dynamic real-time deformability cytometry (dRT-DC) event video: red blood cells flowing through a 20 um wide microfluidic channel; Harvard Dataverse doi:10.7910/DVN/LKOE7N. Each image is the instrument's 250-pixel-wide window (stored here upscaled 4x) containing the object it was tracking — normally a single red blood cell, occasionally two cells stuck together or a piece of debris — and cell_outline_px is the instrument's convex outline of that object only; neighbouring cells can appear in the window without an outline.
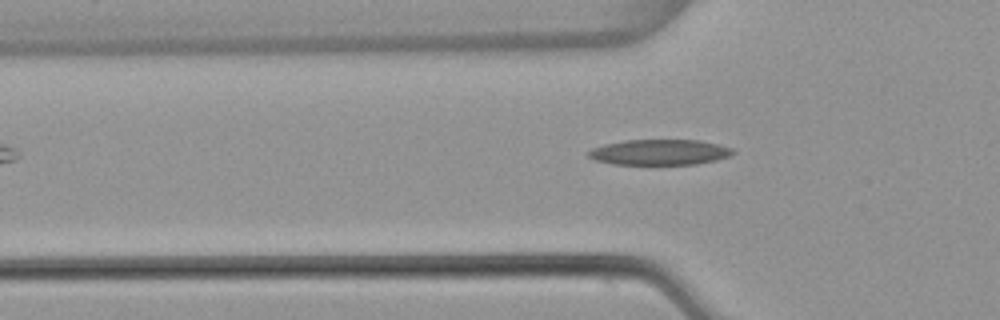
{"species": "common noctule bat (a hibernating species)", "species_latin": "Nyctalus noctula", "temperature_condition": "warm", "stored_images_in_passage": 40, "camera_frame_rate_fps": 3000, "um_per_image_px": 0.085, "animal": {"sex": "female", "body_mass_g": 22.7, "forearm_length_mm": 54.2}, "frame": {"image": 1, "passage_image": 8, "time_ms": 2.333, "image_size_px": [1000, 320], "cell_outline_px": [[736, 152], [728, 156], [716, 160], [696, 164], [612, 164], [596, 160], [588, 156], [588, 152], [592, 148], [604, 144], [624, 140], [700, 140], [732, 148]], "centroid_in_image_um": [56.06, 12.93], "position_along_channel_um": 69.7, "area_um2": 21.39}}
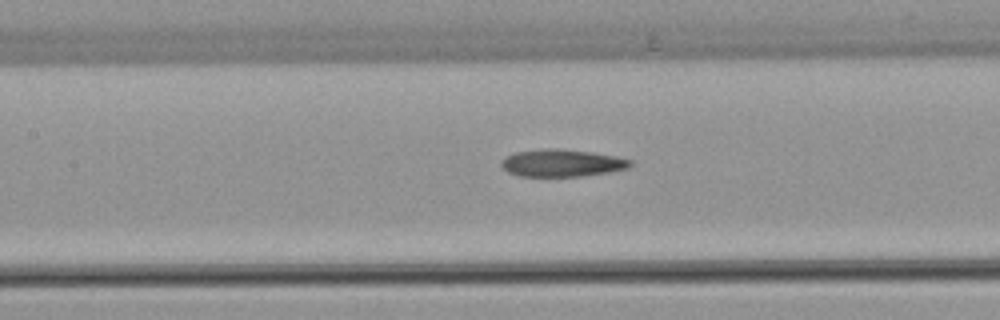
{"frame": {"image": 2, "passage_image": 15, "time_ms": 4.667, "image_size_px": [1000, 320], "cell_outline_px": [[632, 164], [628, 168], [608, 172], [580, 176], [516, 176], [508, 172], [500, 164], [500, 160], [504, 156], [516, 152], [544, 148], [552, 148], [592, 152], [616, 156], [632, 160]], "centroid_in_image_um": [47.72, 13.85], "position_along_channel_um": 159.7, "area_um2": 20.58}}
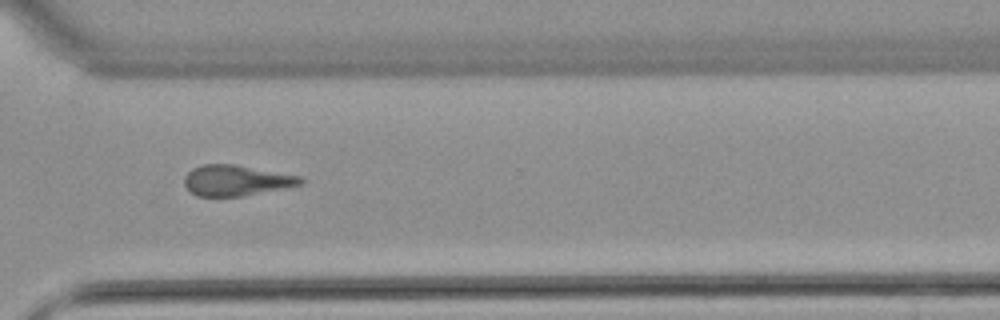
{"frame": {"image": 3, "passage_image": 30, "time_ms": 9.667, "image_size_px": [1000, 320], "cell_outline_px": [[304, 184], [244, 196], [196, 196], [184, 184], [184, 176], [192, 168], [204, 164], [232, 164], [300, 176], [304, 180]], "centroid_in_image_um": [20.07, 15.34], "position_along_channel_um": 350.5, "area_um2": 20.63}, "authors_computed_cell_mechanics": {"area_um2": 21.3571, "velocity_mm_per_s": 3.8197, "shape_relaxation_time_tau1_ms": null, "shape_relaxation_time_tau2_ms": 3.7844, "deformation_change_tau1": null, "deformation_change_tau2": 0.1454}}